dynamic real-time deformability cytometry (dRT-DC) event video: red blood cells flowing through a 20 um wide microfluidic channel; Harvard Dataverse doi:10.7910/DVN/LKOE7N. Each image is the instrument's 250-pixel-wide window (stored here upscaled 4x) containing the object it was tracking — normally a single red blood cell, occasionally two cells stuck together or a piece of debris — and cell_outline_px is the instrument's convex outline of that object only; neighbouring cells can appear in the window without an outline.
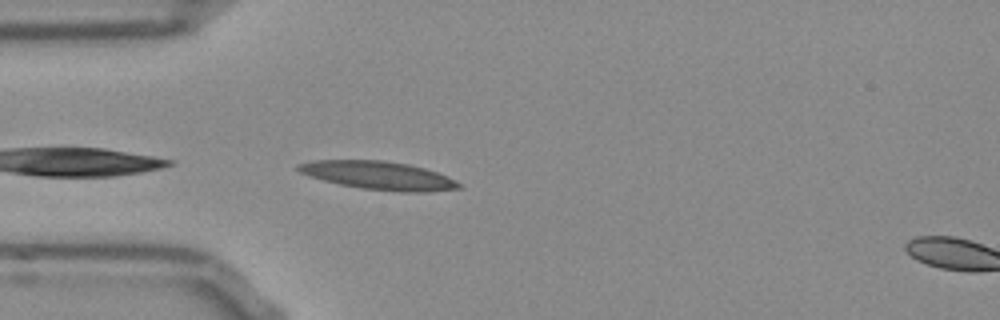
{"species": "Egyptian fruit bat (a non-hibernating species)", "species_latin": "Rousettus aegyptiacus", "temperature_condition": "room temperature", "stored_images_in_passage": 27, "camera_frame_rate_fps": 3000, "um_per_image_px": 0.085, "frame": {"image": 1, "passage_image": 1, "time_ms": 0.0, "image_size_px": [1000, 320], "cell_outline_px": [[460, 188], [428, 192], [400, 192], [360, 188], [340, 184], [308, 176], [300, 172], [296, 168], [296, 164], [312, 160], [384, 160], [408, 164], [424, 168], [436, 172], [460, 184]], "centroid_in_image_um": [32.11, 14.91], "position_along_channel_um": 52.9, "area_um2": 26.3}}
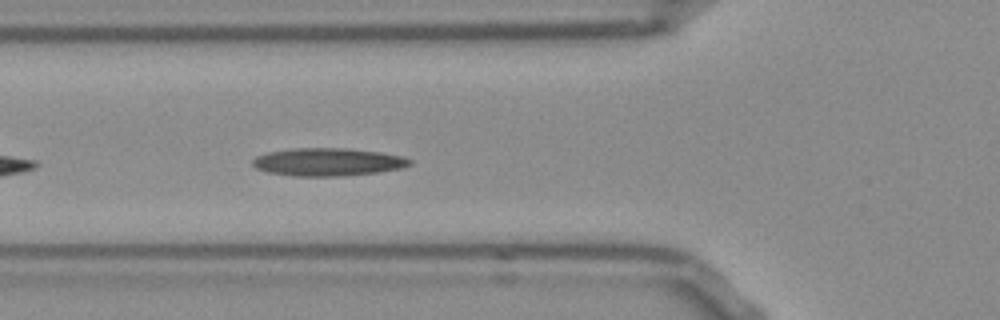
{"frame": {"image": 2, "passage_image": 5, "time_ms": 1.333, "image_size_px": [1000, 320], "cell_outline_px": [[412, 164], [400, 168], [376, 172], [340, 176], [296, 176], [268, 172], [256, 168], [252, 164], [252, 160], [256, 156], [268, 152], [292, 148], [344, 148], [380, 152], [404, 156], [412, 160]], "centroid_in_image_um": [27.86, 13.76], "position_along_channel_um": 97.9, "area_um2": 25.43}}
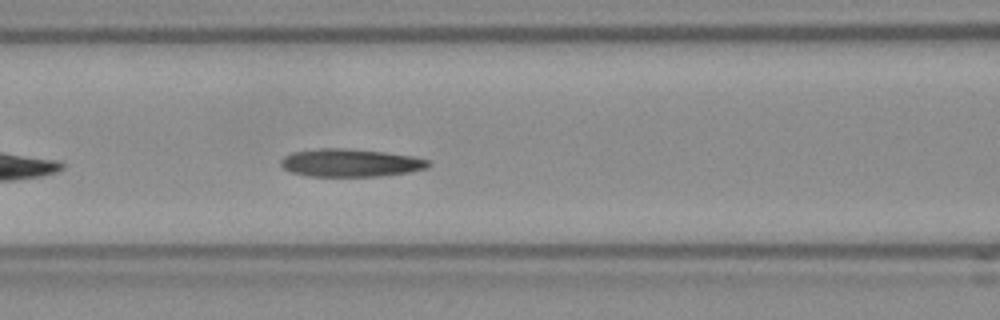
{"frame": {"image": 3, "passage_image": 8, "time_ms": 2.333, "image_size_px": [1000, 320], "cell_outline_px": [[432, 164], [428, 168], [408, 172], [380, 176], [304, 176], [292, 172], [284, 168], [280, 164], [280, 160], [284, 156], [292, 152], [320, 148], [344, 148], [384, 152], [416, 156], [428, 160]], "centroid_in_image_um": [29.8, 13.84], "position_along_channel_um": 136.8, "area_um2": 24.1}}